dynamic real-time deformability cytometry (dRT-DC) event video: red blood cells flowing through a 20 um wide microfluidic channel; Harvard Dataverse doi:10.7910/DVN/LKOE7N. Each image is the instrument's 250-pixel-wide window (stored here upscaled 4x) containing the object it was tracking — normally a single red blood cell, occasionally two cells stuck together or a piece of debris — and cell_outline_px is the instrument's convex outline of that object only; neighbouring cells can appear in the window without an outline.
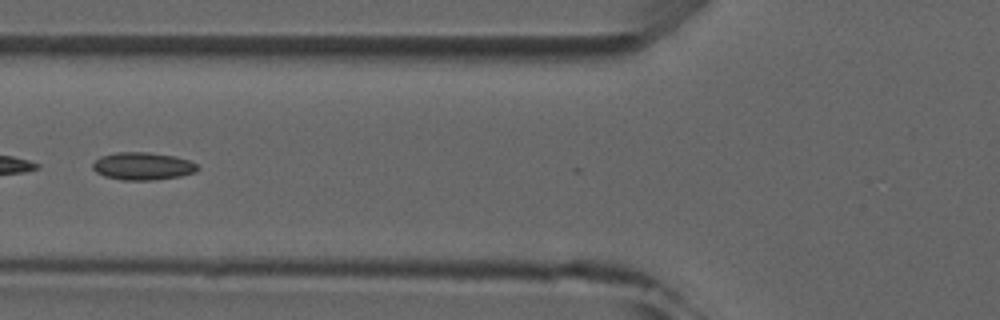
{"species": "common noctule bat (a hibernating species)", "species_latin": "Nyctalus noctula", "temperature_condition": "room temperature", "stored_images_in_passage": 5, "camera_frame_rate_fps": 3000, "um_per_image_px": 0.085, "animal": {"sex": "male", "forearm_length_mm": 52.5}, "frame": {"image": 1, "passage_image": 5, "time_ms": 5.667, "image_size_px": [1000, 320], "cell_outline_px": [[200, 168], [196, 172], [180, 176], [152, 180], [124, 180], [104, 176], [96, 172], [92, 168], [92, 164], [100, 156], [116, 152], [148, 152], [176, 156], [188, 160], [196, 164]], "centroid_in_image_um": [12.13, 14.11], "position_along_channel_um": 113.7, "area_um2": 16.94}}